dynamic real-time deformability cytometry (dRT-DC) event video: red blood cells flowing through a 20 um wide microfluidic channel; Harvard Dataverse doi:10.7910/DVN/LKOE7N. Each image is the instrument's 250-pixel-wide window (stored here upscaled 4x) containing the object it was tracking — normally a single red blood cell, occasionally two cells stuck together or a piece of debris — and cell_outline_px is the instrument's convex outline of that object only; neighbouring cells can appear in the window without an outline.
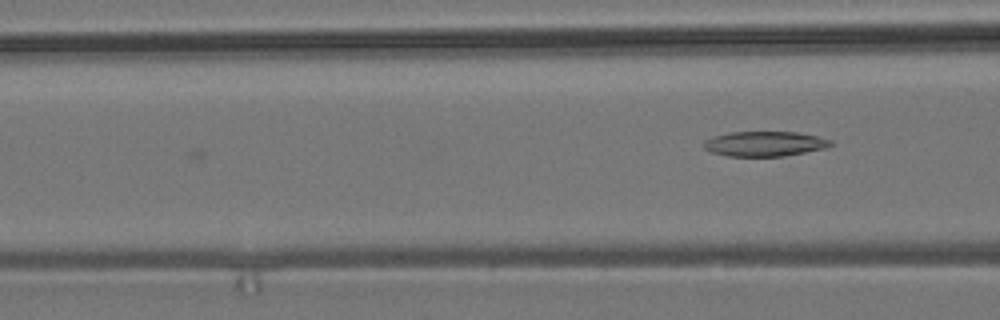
{"species": "common noctule bat (a hibernating species)", "species_latin": "Nyctalus noctula", "temperature_condition": "room temperature", "stored_images_in_passage": 7, "camera_frame_rate_fps": 3000, "um_per_image_px": 0.085, "animal": {"sex": "male", "body_mass_g": 19.2, "forearm_length_mm": 51.8}, "frame": {"image": 1, "passage_image": 7, "time_ms": 8.667, "image_size_px": [1000, 320], "cell_outline_px": [[836, 144], [824, 148], [784, 156], [728, 156], [712, 152], [704, 148], [704, 140], [716, 136], [732, 132], [796, 132], [816, 136], [832, 140]], "centroid_in_image_um": [65.03, 12.22], "position_along_channel_um": 101.6, "area_um2": 18.26}}